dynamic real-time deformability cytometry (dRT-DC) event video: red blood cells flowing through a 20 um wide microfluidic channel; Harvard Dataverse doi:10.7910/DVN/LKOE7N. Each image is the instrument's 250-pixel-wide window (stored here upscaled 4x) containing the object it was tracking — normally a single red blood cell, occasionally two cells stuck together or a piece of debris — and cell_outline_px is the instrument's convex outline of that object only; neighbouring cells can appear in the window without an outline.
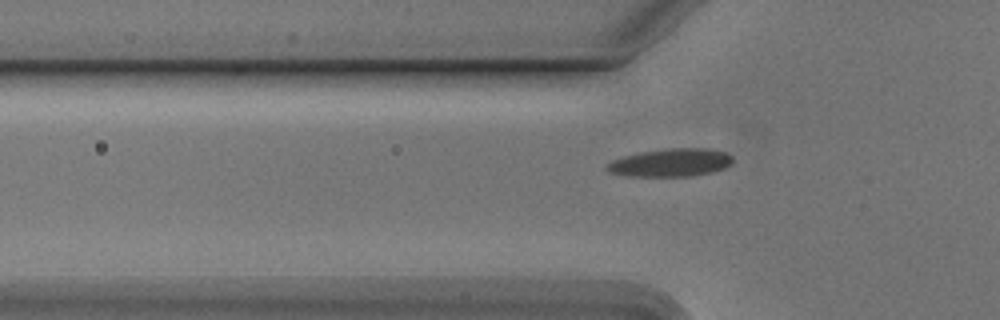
{"species": "Egyptian fruit bat (a non-hibernating species)", "species_latin": "Rousettus aegyptiacus", "temperature_condition": "cold", "stored_images_in_passage": 40, "camera_frame_rate_fps": 3000, "um_per_image_px": 0.085, "animal": {"sex": "male"}, "frame": {"image": 1, "passage_image": 6, "time_ms": 1.667, "image_size_px": [1000, 320], "cell_outline_px": [[732, 164], [724, 168], [712, 172], [692, 176], [624, 176], [612, 172], [608, 168], [608, 164], [612, 160], [624, 156], [640, 152], [668, 148], [708, 148], [724, 152], [732, 156]], "centroid_in_image_um": [57.05, 13.82], "position_along_channel_um": 68.7, "area_um2": 20.4}}
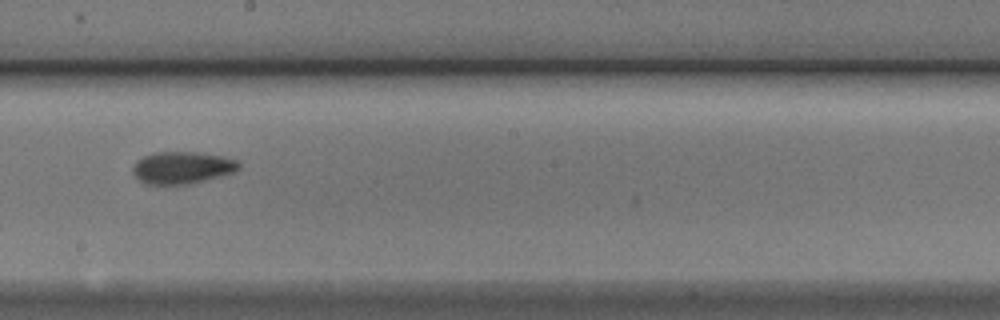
{"frame": {"image": 2, "passage_image": 19, "time_ms": 6.0, "image_size_px": [1000, 320], "cell_outline_px": [[240, 168], [236, 172], [188, 184], [144, 184], [132, 172], [132, 168], [136, 160], [144, 156], [156, 152], [196, 152], [224, 156], [236, 160], [240, 164]], "centroid_in_image_um": [15.49, 14.24], "position_along_channel_um": 232.7, "area_um2": 19.88}}
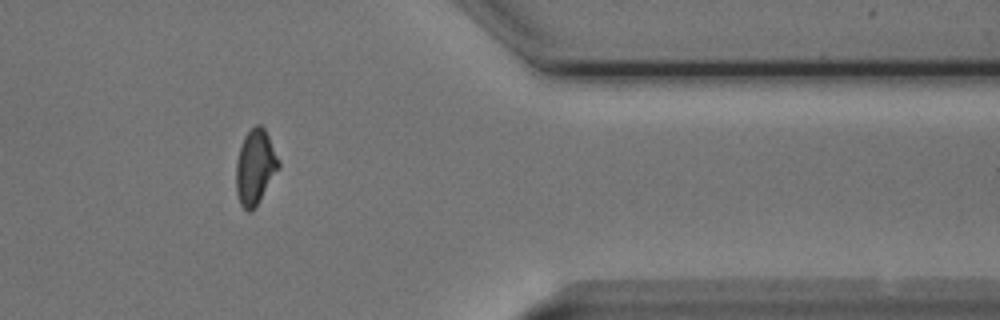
{"frame": {"image": 3, "passage_image": 33, "time_ms": 10.667, "image_size_px": [1000, 320], "cell_outline_px": [[280, 168], [256, 208], [252, 212], [248, 212], [240, 204], [236, 192], [236, 160], [244, 136], [256, 124], [260, 124], [264, 128], [268, 136], [280, 164]], "centroid_in_image_um": [21.69, 14.25], "position_along_channel_um": 389.7, "area_um2": 18.67}}